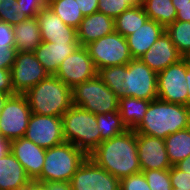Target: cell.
<instances>
[{"mask_svg":"<svg viewBox=\"0 0 190 190\" xmlns=\"http://www.w3.org/2000/svg\"><path fill=\"white\" fill-rule=\"evenodd\" d=\"M88 157L120 180L142 172L134 130L128 129L122 134L101 142Z\"/></svg>","mask_w":190,"mask_h":190,"instance_id":"6da1fadb","label":"cell"},{"mask_svg":"<svg viewBox=\"0 0 190 190\" xmlns=\"http://www.w3.org/2000/svg\"><path fill=\"white\" fill-rule=\"evenodd\" d=\"M188 127L190 125L186 105L156 98L150 101L145 116L134 131L136 134L165 139L170 134Z\"/></svg>","mask_w":190,"mask_h":190,"instance_id":"7a4b0ae2","label":"cell"},{"mask_svg":"<svg viewBox=\"0 0 190 190\" xmlns=\"http://www.w3.org/2000/svg\"><path fill=\"white\" fill-rule=\"evenodd\" d=\"M32 113L62 117L73 105L72 88L55 75H49L24 94Z\"/></svg>","mask_w":190,"mask_h":190,"instance_id":"3957f363","label":"cell"},{"mask_svg":"<svg viewBox=\"0 0 190 190\" xmlns=\"http://www.w3.org/2000/svg\"><path fill=\"white\" fill-rule=\"evenodd\" d=\"M65 142H70L89 156L101 143L96 115L72 105L61 117Z\"/></svg>","mask_w":190,"mask_h":190,"instance_id":"277c9868","label":"cell"},{"mask_svg":"<svg viewBox=\"0 0 190 190\" xmlns=\"http://www.w3.org/2000/svg\"><path fill=\"white\" fill-rule=\"evenodd\" d=\"M87 157L82 150L70 142L46 149L41 175L35 181L40 183L70 182Z\"/></svg>","mask_w":190,"mask_h":190,"instance_id":"5b68a950","label":"cell"},{"mask_svg":"<svg viewBox=\"0 0 190 190\" xmlns=\"http://www.w3.org/2000/svg\"><path fill=\"white\" fill-rule=\"evenodd\" d=\"M72 102L98 115L118 111L119 97L96 75L72 88Z\"/></svg>","mask_w":190,"mask_h":190,"instance_id":"8992f818","label":"cell"},{"mask_svg":"<svg viewBox=\"0 0 190 190\" xmlns=\"http://www.w3.org/2000/svg\"><path fill=\"white\" fill-rule=\"evenodd\" d=\"M96 70L100 68L128 64L133 58L127 39L114 31L85 46Z\"/></svg>","mask_w":190,"mask_h":190,"instance_id":"52a82bcc","label":"cell"},{"mask_svg":"<svg viewBox=\"0 0 190 190\" xmlns=\"http://www.w3.org/2000/svg\"><path fill=\"white\" fill-rule=\"evenodd\" d=\"M121 97H135L153 101L157 98V73L140 59L124 65V84Z\"/></svg>","mask_w":190,"mask_h":190,"instance_id":"ba28073f","label":"cell"},{"mask_svg":"<svg viewBox=\"0 0 190 190\" xmlns=\"http://www.w3.org/2000/svg\"><path fill=\"white\" fill-rule=\"evenodd\" d=\"M31 114L24 94L10 96L0 113V135L10 142L24 137Z\"/></svg>","mask_w":190,"mask_h":190,"instance_id":"9c48e42d","label":"cell"},{"mask_svg":"<svg viewBox=\"0 0 190 190\" xmlns=\"http://www.w3.org/2000/svg\"><path fill=\"white\" fill-rule=\"evenodd\" d=\"M157 98L187 106L186 60L183 57L157 73Z\"/></svg>","mask_w":190,"mask_h":190,"instance_id":"30bf717a","label":"cell"},{"mask_svg":"<svg viewBox=\"0 0 190 190\" xmlns=\"http://www.w3.org/2000/svg\"><path fill=\"white\" fill-rule=\"evenodd\" d=\"M12 84L16 94L29 89L49 76L33 52H17L11 68Z\"/></svg>","mask_w":190,"mask_h":190,"instance_id":"8fae6325","label":"cell"},{"mask_svg":"<svg viewBox=\"0 0 190 190\" xmlns=\"http://www.w3.org/2000/svg\"><path fill=\"white\" fill-rule=\"evenodd\" d=\"M24 137L44 149L64 143L62 118L32 113Z\"/></svg>","mask_w":190,"mask_h":190,"instance_id":"7c38bea8","label":"cell"},{"mask_svg":"<svg viewBox=\"0 0 190 190\" xmlns=\"http://www.w3.org/2000/svg\"><path fill=\"white\" fill-rule=\"evenodd\" d=\"M70 184L72 190H120V179L98 166L90 157L76 170Z\"/></svg>","mask_w":190,"mask_h":190,"instance_id":"4fadbf2b","label":"cell"},{"mask_svg":"<svg viewBox=\"0 0 190 190\" xmlns=\"http://www.w3.org/2000/svg\"><path fill=\"white\" fill-rule=\"evenodd\" d=\"M96 75L97 70L85 46H80L74 53L67 56L55 74L70 88L92 79Z\"/></svg>","mask_w":190,"mask_h":190,"instance_id":"5bb4252c","label":"cell"},{"mask_svg":"<svg viewBox=\"0 0 190 190\" xmlns=\"http://www.w3.org/2000/svg\"><path fill=\"white\" fill-rule=\"evenodd\" d=\"M138 158L142 171L166 170L169 162L164 139L144 134H136Z\"/></svg>","mask_w":190,"mask_h":190,"instance_id":"9a60e30c","label":"cell"},{"mask_svg":"<svg viewBox=\"0 0 190 190\" xmlns=\"http://www.w3.org/2000/svg\"><path fill=\"white\" fill-rule=\"evenodd\" d=\"M43 42H78L77 29L66 25L48 6L36 15Z\"/></svg>","mask_w":190,"mask_h":190,"instance_id":"2e32d148","label":"cell"},{"mask_svg":"<svg viewBox=\"0 0 190 190\" xmlns=\"http://www.w3.org/2000/svg\"><path fill=\"white\" fill-rule=\"evenodd\" d=\"M10 152L22 164L31 181H35L41 175L46 149L22 137L10 142Z\"/></svg>","mask_w":190,"mask_h":190,"instance_id":"e0dca14e","label":"cell"},{"mask_svg":"<svg viewBox=\"0 0 190 190\" xmlns=\"http://www.w3.org/2000/svg\"><path fill=\"white\" fill-rule=\"evenodd\" d=\"M181 58L171 38L164 32L139 59L151 70L159 73Z\"/></svg>","mask_w":190,"mask_h":190,"instance_id":"ac0fdd59","label":"cell"},{"mask_svg":"<svg viewBox=\"0 0 190 190\" xmlns=\"http://www.w3.org/2000/svg\"><path fill=\"white\" fill-rule=\"evenodd\" d=\"M80 46L79 42L52 43L42 41L33 53L48 74L55 75L63 60Z\"/></svg>","mask_w":190,"mask_h":190,"instance_id":"d6986e66","label":"cell"},{"mask_svg":"<svg viewBox=\"0 0 190 190\" xmlns=\"http://www.w3.org/2000/svg\"><path fill=\"white\" fill-rule=\"evenodd\" d=\"M114 31V18L97 11L82 19L77 28L78 42L86 46Z\"/></svg>","mask_w":190,"mask_h":190,"instance_id":"ffe728a7","label":"cell"},{"mask_svg":"<svg viewBox=\"0 0 190 190\" xmlns=\"http://www.w3.org/2000/svg\"><path fill=\"white\" fill-rule=\"evenodd\" d=\"M30 183L24 167L10 151L0 158V190H26Z\"/></svg>","mask_w":190,"mask_h":190,"instance_id":"44dd1931","label":"cell"},{"mask_svg":"<svg viewBox=\"0 0 190 190\" xmlns=\"http://www.w3.org/2000/svg\"><path fill=\"white\" fill-rule=\"evenodd\" d=\"M164 32L162 25L148 18L141 27L126 37L132 58L139 59Z\"/></svg>","mask_w":190,"mask_h":190,"instance_id":"7402d4cb","label":"cell"},{"mask_svg":"<svg viewBox=\"0 0 190 190\" xmlns=\"http://www.w3.org/2000/svg\"><path fill=\"white\" fill-rule=\"evenodd\" d=\"M15 48L17 52H34L42 42L41 32L36 17H28L25 21L13 26Z\"/></svg>","mask_w":190,"mask_h":190,"instance_id":"603a6c76","label":"cell"},{"mask_svg":"<svg viewBox=\"0 0 190 190\" xmlns=\"http://www.w3.org/2000/svg\"><path fill=\"white\" fill-rule=\"evenodd\" d=\"M150 101L135 97H119L118 112L127 129L134 130L142 121Z\"/></svg>","mask_w":190,"mask_h":190,"instance_id":"cb8c5ba5","label":"cell"},{"mask_svg":"<svg viewBox=\"0 0 190 190\" xmlns=\"http://www.w3.org/2000/svg\"><path fill=\"white\" fill-rule=\"evenodd\" d=\"M171 166H175L190 155V127L170 134L164 139Z\"/></svg>","mask_w":190,"mask_h":190,"instance_id":"d4e9b609","label":"cell"},{"mask_svg":"<svg viewBox=\"0 0 190 190\" xmlns=\"http://www.w3.org/2000/svg\"><path fill=\"white\" fill-rule=\"evenodd\" d=\"M148 19L142 5L133 6L114 19L115 31L125 38L135 32Z\"/></svg>","mask_w":190,"mask_h":190,"instance_id":"484cf974","label":"cell"},{"mask_svg":"<svg viewBox=\"0 0 190 190\" xmlns=\"http://www.w3.org/2000/svg\"><path fill=\"white\" fill-rule=\"evenodd\" d=\"M142 7L149 19L156 21L164 28L176 20L177 11L172 0H146Z\"/></svg>","mask_w":190,"mask_h":190,"instance_id":"4316f807","label":"cell"},{"mask_svg":"<svg viewBox=\"0 0 190 190\" xmlns=\"http://www.w3.org/2000/svg\"><path fill=\"white\" fill-rule=\"evenodd\" d=\"M49 8L68 26L78 28L84 18L76 0H53Z\"/></svg>","mask_w":190,"mask_h":190,"instance_id":"83f0119b","label":"cell"},{"mask_svg":"<svg viewBox=\"0 0 190 190\" xmlns=\"http://www.w3.org/2000/svg\"><path fill=\"white\" fill-rule=\"evenodd\" d=\"M101 142L109 140L114 136L124 133L127 127L123 124L118 111L107 112L106 114L96 115Z\"/></svg>","mask_w":190,"mask_h":190,"instance_id":"f1b7e54d","label":"cell"},{"mask_svg":"<svg viewBox=\"0 0 190 190\" xmlns=\"http://www.w3.org/2000/svg\"><path fill=\"white\" fill-rule=\"evenodd\" d=\"M179 54L184 57L190 50V22L175 20L165 28Z\"/></svg>","mask_w":190,"mask_h":190,"instance_id":"f546056e","label":"cell"},{"mask_svg":"<svg viewBox=\"0 0 190 190\" xmlns=\"http://www.w3.org/2000/svg\"><path fill=\"white\" fill-rule=\"evenodd\" d=\"M97 76L118 97L122 96L121 86L124 84V65L100 68L97 70Z\"/></svg>","mask_w":190,"mask_h":190,"instance_id":"4dcf8cb0","label":"cell"},{"mask_svg":"<svg viewBox=\"0 0 190 190\" xmlns=\"http://www.w3.org/2000/svg\"><path fill=\"white\" fill-rule=\"evenodd\" d=\"M22 10L17 0H0V21L11 26L19 24L28 18Z\"/></svg>","mask_w":190,"mask_h":190,"instance_id":"1f68e13d","label":"cell"},{"mask_svg":"<svg viewBox=\"0 0 190 190\" xmlns=\"http://www.w3.org/2000/svg\"><path fill=\"white\" fill-rule=\"evenodd\" d=\"M142 172L151 190H172L169 169Z\"/></svg>","mask_w":190,"mask_h":190,"instance_id":"d6a6232c","label":"cell"},{"mask_svg":"<svg viewBox=\"0 0 190 190\" xmlns=\"http://www.w3.org/2000/svg\"><path fill=\"white\" fill-rule=\"evenodd\" d=\"M98 12L116 18L125 10L133 7L128 0H99Z\"/></svg>","mask_w":190,"mask_h":190,"instance_id":"836d02e7","label":"cell"},{"mask_svg":"<svg viewBox=\"0 0 190 190\" xmlns=\"http://www.w3.org/2000/svg\"><path fill=\"white\" fill-rule=\"evenodd\" d=\"M120 190H151L143 172L132 174L120 180Z\"/></svg>","mask_w":190,"mask_h":190,"instance_id":"e575fe53","label":"cell"},{"mask_svg":"<svg viewBox=\"0 0 190 190\" xmlns=\"http://www.w3.org/2000/svg\"><path fill=\"white\" fill-rule=\"evenodd\" d=\"M172 188L190 190V174L179 170L176 166L169 169Z\"/></svg>","mask_w":190,"mask_h":190,"instance_id":"d590c367","label":"cell"},{"mask_svg":"<svg viewBox=\"0 0 190 190\" xmlns=\"http://www.w3.org/2000/svg\"><path fill=\"white\" fill-rule=\"evenodd\" d=\"M28 17H36L39 11L49 5V0H17Z\"/></svg>","mask_w":190,"mask_h":190,"instance_id":"8d00e7d4","label":"cell"},{"mask_svg":"<svg viewBox=\"0 0 190 190\" xmlns=\"http://www.w3.org/2000/svg\"><path fill=\"white\" fill-rule=\"evenodd\" d=\"M0 93L9 96L16 95L10 69L0 68Z\"/></svg>","mask_w":190,"mask_h":190,"instance_id":"74e56055","label":"cell"},{"mask_svg":"<svg viewBox=\"0 0 190 190\" xmlns=\"http://www.w3.org/2000/svg\"><path fill=\"white\" fill-rule=\"evenodd\" d=\"M17 50L14 46L0 47V68H12Z\"/></svg>","mask_w":190,"mask_h":190,"instance_id":"f35d334b","label":"cell"},{"mask_svg":"<svg viewBox=\"0 0 190 190\" xmlns=\"http://www.w3.org/2000/svg\"><path fill=\"white\" fill-rule=\"evenodd\" d=\"M15 46L13 26L0 21V47Z\"/></svg>","mask_w":190,"mask_h":190,"instance_id":"ab89813d","label":"cell"},{"mask_svg":"<svg viewBox=\"0 0 190 190\" xmlns=\"http://www.w3.org/2000/svg\"><path fill=\"white\" fill-rule=\"evenodd\" d=\"M99 0H76L83 16H89L98 11Z\"/></svg>","mask_w":190,"mask_h":190,"instance_id":"60d3db41","label":"cell"},{"mask_svg":"<svg viewBox=\"0 0 190 190\" xmlns=\"http://www.w3.org/2000/svg\"><path fill=\"white\" fill-rule=\"evenodd\" d=\"M177 11V21H188L190 22V2L184 4H173Z\"/></svg>","mask_w":190,"mask_h":190,"instance_id":"b9f144b4","label":"cell"},{"mask_svg":"<svg viewBox=\"0 0 190 190\" xmlns=\"http://www.w3.org/2000/svg\"><path fill=\"white\" fill-rule=\"evenodd\" d=\"M43 184L47 190H72L70 182H46Z\"/></svg>","mask_w":190,"mask_h":190,"instance_id":"7bdbcfd3","label":"cell"},{"mask_svg":"<svg viewBox=\"0 0 190 190\" xmlns=\"http://www.w3.org/2000/svg\"><path fill=\"white\" fill-rule=\"evenodd\" d=\"M10 151V141L0 135V158Z\"/></svg>","mask_w":190,"mask_h":190,"instance_id":"ee69618b","label":"cell"},{"mask_svg":"<svg viewBox=\"0 0 190 190\" xmlns=\"http://www.w3.org/2000/svg\"><path fill=\"white\" fill-rule=\"evenodd\" d=\"M179 170L190 174V155L175 165Z\"/></svg>","mask_w":190,"mask_h":190,"instance_id":"f6af8a7d","label":"cell"},{"mask_svg":"<svg viewBox=\"0 0 190 190\" xmlns=\"http://www.w3.org/2000/svg\"><path fill=\"white\" fill-rule=\"evenodd\" d=\"M26 190H47V188L43 183L31 181Z\"/></svg>","mask_w":190,"mask_h":190,"instance_id":"bcb514c9","label":"cell"},{"mask_svg":"<svg viewBox=\"0 0 190 190\" xmlns=\"http://www.w3.org/2000/svg\"><path fill=\"white\" fill-rule=\"evenodd\" d=\"M186 82L188 89L187 105L190 104V63L186 61Z\"/></svg>","mask_w":190,"mask_h":190,"instance_id":"7dc6e473","label":"cell"},{"mask_svg":"<svg viewBox=\"0 0 190 190\" xmlns=\"http://www.w3.org/2000/svg\"><path fill=\"white\" fill-rule=\"evenodd\" d=\"M10 96L9 95H4V94H1L0 93V113L4 107V104L6 102V100L9 98Z\"/></svg>","mask_w":190,"mask_h":190,"instance_id":"c3c4849f","label":"cell"},{"mask_svg":"<svg viewBox=\"0 0 190 190\" xmlns=\"http://www.w3.org/2000/svg\"><path fill=\"white\" fill-rule=\"evenodd\" d=\"M188 2H190V0H172V4H184Z\"/></svg>","mask_w":190,"mask_h":190,"instance_id":"681fc988","label":"cell"},{"mask_svg":"<svg viewBox=\"0 0 190 190\" xmlns=\"http://www.w3.org/2000/svg\"><path fill=\"white\" fill-rule=\"evenodd\" d=\"M132 6H138V0H128Z\"/></svg>","mask_w":190,"mask_h":190,"instance_id":"f907efd6","label":"cell"},{"mask_svg":"<svg viewBox=\"0 0 190 190\" xmlns=\"http://www.w3.org/2000/svg\"><path fill=\"white\" fill-rule=\"evenodd\" d=\"M187 62L190 63V50L188 51V53L183 57Z\"/></svg>","mask_w":190,"mask_h":190,"instance_id":"816d5d0a","label":"cell"},{"mask_svg":"<svg viewBox=\"0 0 190 190\" xmlns=\"http://www.w3.org/2000/svg\"><path fill=\"white\" fill-rule=\"evenodd\" d=\"M186 108H187V112H188V120H189V125H190V104H188L186 106Z\"/></svg>","mask_w":190,"mask_h":190,"instance_id":"f5cc1de1","label":"cell"},{"mask_svg":"<svg viewBox=\"0 0 190 190\" xmlns=\"http://www.w3.org/2000/svg\"><path fill=\"white\" fill-rule=\"evenodd\" d=\"M146 0H138V6L142 5Z\"/></svg>","mask_w":190,"mask_h":190,"instance_id":"db71d44e","label":"cell"}]
</instances>
